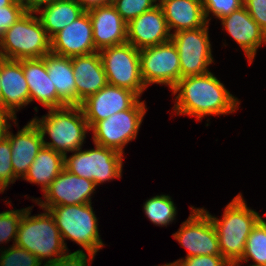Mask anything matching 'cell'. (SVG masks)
Returning a JSON list of instances; mask_svg holds the SVG:
<instances>
[{
	"instance_id": "6",
	"label": "cell",
	"mask_w": 266,
	"mask_h": 266,
	"mask_svg": "<svg viewBox=\"0 0 266 266\" xmlns=\"http://www.w3.org/2000/svg\"><path fill=\"white\" fill-rule=\"evenodd\" d=\"M91 204L58 205L49 209L67 250L64 242L67 238L83 247L87 253L95 255L104 246Z\"/></svg>"
},
{
	"instance_id": "4",
	"label": "cell",
	"mask_w": 266,
	"mask_h": 266,
	"mask_svg": "<svg viewBox=\"0 0 266 266\" xmlns=\"http://www.w3.org/2000/svg\"><path fill=\"white\" fill-rule=\"evenodd\" d=\"M31 210L32 207H27L21 217L15 245L37 256L46 266L65 256L68 250L49 210L43 209L45 212L36 216H31Z\"/></svg>"
},
{
	"instance_id": "21",
	"label": "cell",
	"mask_w": 266,
	"mask_h": 266,
	"mask_svg": "<svg viewBox=\"0 0 266 266\" xmlns=\"http://www.w3.org/2000/svg\"><path fill=\"white\" fill-rule=\"evenodd\" d=\"M78 106L108 84L99 51L71 57Z\"/></svg>"
},
{
	"instance_id": "31",
	"label": "cell",
	"mask_w": 266,
	"mask_h": 266,
	"mask_svg": "<svg viewBox=\"0 0 266 266\" xmlns=\"http://www.w3.org/2000/svg\"><path fill=\"white\" fill-rule=\"evenodd\" d=\"M111 4L126 23L156 6L153 0H113Z\"/></svg>"
},
{
	"instance_id": "19",
	"label": "cell",
	"mask_w": 266,
	"mask_h": 266,
	"mask_svg": "<svg viewBox=\"0 0 266 266\" xmlns=\"http://www.w3.org/2000/svg\"><path fill=\"white\" fill-rule=\"evenodd\" d=\"M6 138L11 146V162L17 179L24 178L38 152L44 146L41 133L32 120L16 135L9 130Z\"/></svg>"
},
{
	"instance_id": "14",
	"label": "cell",
	"mask_w": 266,
	"mask_h": 266,
	"mask_svg": "<svg viewBox=\"0 0 266 266\" xmlns=\"http://www.w3.org/2000/svg\"><path fill=\"white\" fill-rule=\"evenodd\" d=\"M139 98L129 89L107 84L97 93L82 101L80 107L91 129L98 121L130 109Z\"/></svg>"
},
{
	"instance_id": "27",
	"label": "cell",
	"mask_w": 266,
	"mask_h": 266,
	"mask_svg": "<svg viewBox=\"0 0 266 266\" xmlns=\"http://www.w3.org/2000/svg\"><path fill=\"white\" fill-rule=\"evenodd\" d=\"M143 210L147 218L157 226L169 225L177 214L176 206L168 195H156L146 200Z\"/></svg>"
},
{
	"instance_id": "26",
	"label": "cell",
	"mask_w": 266,
	"mask_h": 266,
	"mask_svg": "<svg viewBox=\"0 0 266 266\" xmlns=\"http://www.w3.org/2000/svg\"><path fill=\"white\" fill-rule=\"evenodd\" d=\"M63 170L64 156L43 146L23 179L40 185L44 192Z\"/></svg>"
},
{
	"instance_id": "30",
	"label": "cell",
	"mask_w": 266,
	"mask_h": 266,
	"mask_svg": "<svg viewBox=\"0 0 266 266\" xmlns=\"http://www.w3.org/2000/svg\"><path fill=\"white\" fill-rule=\"evenodd\" d=\"M26 209L7 210L0 213V244L13 239V245H15L21 217Z\"/></svg>"
},
{
	"instance_id": "8",
	"label": "cell",
	"mask_w": 266,
	"mask_h": 266,
	"mask_svg": "<svg viewBox=\"0 0 266 266\" xmlns=\"http://www.w3.org/2000/svg\"><path fill=\"white\" fill-rule=\"evenodd\" d=\"M99 53L108 84L129 89L141 97L147 87L140 72L139 49L126 42Z\"/></svg>"
},
{
	"instance_id": "9",
	"label": "cell",
	"mask_w": 266,
	"mask_h": 266,
	"mask_svg": "<svg viewBox=\"0 0 266 266\" xmlns=\"http://www.w3.org/2000/svg\"><path fill=\"white\" fill-rule=\"evenodd\" d=\"M140 101L139 99L130 109L98 121L90 129L93 131V142L123 154L124 146L136 139L147 111L145 101Z\"/></svg>"
},
{
	"instance_id": "37",
	"label": "cell",
	"mask_w": 266,
	"mask_h": 266,
	"mask_svg": "<svg viewBox=\"0 0 266 266\" xmlns=\"http://www.w3.org/2000/svg\"><path fill=\"white\" fill-rule=\"evenodd\" d=\"M243 6L266 33V0H243Z\"/></svg>"
},
{
	"instance_id": "1",
	"label": "cell",
	"mask_w": 266,
	"mask_h": 266,
	"mask_svg": "<svg viewBox=\"0 0 266 266\" xmlns=\"http://www.w3.org/2000/svg\"><path fill=\"white\" fill-rule=\"evenodd\" d=\"M177 115L195 116L198 121L208 115L235 112L240 102L225 88L212 72L181 78L171 89Z\"/></svg>"
},
{
	"instance_id": "2",
	"label": "cell",
	"mask_w": 266,
	"mask_h": 266,
	"mask_svg": "<svg viewBox=\"0 0 266 266\" xmlns=\"http://www.w3.org/2000/svg\"><path fill=\"white\" fill-rule=\"evenodd\" d=\"M202 209L216 228L221 255L234 266L243 257L247 237L259 222L260 214L247 207L241 193L226 205L221 219Z\"/></svg>"
},
{
	"instance_id": "29",
	"label": "cell",
	"mask_w": 266,
	"mask_h": 266,
	"mask_svg": "<svg viewBox=\"0 0 266 266\" xmlns=\"http://www.w3.org/2000/svg\"><path fill=\"white\" fill-rule=\"evenodd\" d=\"M42 262L37 256L24 248L12 245L8 249H2L0 266H41Z\"/></svg>"
},
{
	"instance_id": "35",
	"label": "cell",
	"mask_w": 266,
	"mask_h": 266,
	"mask_svg": "<svg viewBox=\"0 0 266 266\" xmlns=\"http://www.w3.org/2000/svg\"><path fill=\"white\" fill-rule=\"evenodd\" d=\"M177 266H232L222 255L191 256L174 261Z\"/></svg>"
},
{
	"instance_id": "11",
	"label": "cell",
	"mask_w": 266,
	"mask_h": 266,
	"mask_svg": "<svg viewBox=\"0 0 266 266\" xmlns=\"http://www.w3.org/2000/svg\"><path fill=\"white\" fill-rule=\"evenodd\" d=\"M208 27L209 23L201 28L172 33L171 40L179 54L181 78L210 72L208 66L213 57Z\"/></svg>"
},
{
	"instance_id": "28",
	"label": "cell",
	"mask_w": 266,
	"mask_h": 266,
	"mask_svg": "<svg viewBox=\"0 0 266 266\" xmlns=\"http://www.w3.org/2000/svg\"><path fill=\"white\" fill-rule=\"evenodd\" d=\"M254 261L249 266H266V229L258 222L247 237L243 257L235 264Z\"/></svg>"
},
{
	"instance_id": "33",
	"label": "cell",
	"mask_w": 266,
	"mask_h": 266,
	"mask_svg": "<svg viewBox=\"0 0 266 266\" xmlns=\"http://www.w3.org/2000/svg\"><path fill=\"white\" fill-rule=\"evenodd\" d=\"M204 15L207 23L209 14L221 19L243 6V0H202Z\"/></svg>"
},
{
	"instance_id": "42",
	"label": "cell",
	"mask_w": 266,
	"mask_h": 266,
	"mask_svg": "<svg viewBox=\"0 0 266 266\" xmlns=\"http://www.w3.org/2000/svg\"><path fill=\"white\" fill-rule=\"evenodd\" d=\"M0 76H1V57H0ZM1 82V78H0ZM0 109H2V88H1V83H0Z\"/></svg>"
},
{
	"instance_id": "20",
	"label": "cell",
	"mask_w": 266,
	"mask_h": 266,
	"mask_svg": "<svg viewBox=\"0 0 266 266\" xmlns=\"http://www.w3.org/2000/svg\"><path fill=\"white\" fill-rule=\"evenodd\" d=\"M2 110L12 114L30 103V93L21 60L1 57ZM17 110V111H16Z\"/></svg>"
},
{
	"instance_id": "10",
	"label": "cell",
	"mask_w": 266,
	"mask_h": 266,
	"mask_svg": "<svg viewBox=\"0 0 266 266\" xmlns=\"http://www.w3.org/2000/svg\"><path fill=\"white\" fill-rule=\"evenodd\" d=\"M139 63L146 87L156 83L172 89L181 79L179 54L172 40L139 49Z\"/></svg>"
},
{
	"instance_id": "12",
	"label": "cell",
	"mask_w": 266,
	"mask_h": 266,
	"mask_svg": "<svg viewBox=\"0 0 266 266\" xmlns=\"http://www.w3.org/2000/svg\"><path fill=\"white\" fill-rule=\"evenodd\" d=\"M172 235L181 247L188 251L185 258L199 255H221L216 228L202 208L191 207L190 216Z\"/></svg>"
},
{
	"instance_id": "3",
	"label": "cell",
	"mask_w": 266,
	"mask_h": 266,
	"mask_svg": "<svg viewBox=\"0 0 266 266\" xmlns=\"http://www.w3.org/2000/svg\"><path fill=\"white\" fill-rule=\"evenodd\" d=\"M39 129L45 147L67 155L82 148L86 133L90 130L80 106H64L49 109L48 114L42 118L32 119ZM48 134L52 142L45 141Z\"/></svg>"
},
{
	"instance_id": "23",
	"label": "cell",
	"mask_w": 266,
	"mask_h": 266,
	"mask_svg": "<svg viewBox=\"0 0 266 266\" xmlns=\"http://www.w3.org/2000/svg\"><path fill=\"white\" fill-rule=\"evenodd\" d=\"M169 30L201 28L207 24L202 0H170L161 5Z\"/></svg>"
},
{
	"instance_id": "38",
	"label": "cell",
	"mask_w": 266,
	"mask_h": 266,
	"mask_svg": "<svg viewBox=\"0 0 266 266\" xmlns=\"http://www.w3.org/2000/svg\"><path fill=\"white\" fill-rule=\"evenodd\" d=\"M16 119L12 114L0 109V142L6 138L9 127H12L8 122L12 120L16 125Z\"/></svg>"
},
{
	"instance_id": "25",
	"label": "cell",
	"mask_w": 266,
	"mask_h": 266,
	"mask_svg": "<svg viewBox=\"0 0 266 266\" xmlns=\"http://www.w3.org/2000/svg\"><path fill=\"white\" fill-rule=\"evenodd\" d=\"M85 11L77 0H56L43 9L40 8L35 14H40L38 18L51 39Z\"/></svg>"
},
{
	"instance_id": "22",
	"label": "cell",
	"mask_w": 266,
	"mask_h": 266,
	"mask_svg": "<svg viewBox=\"0 0 266 266\" xmlns=\"http://www.w3.org/2000/svg\"><path fill=\"white\" fill-rule=\"evenodd\" d=\"M21 65L29 88L30 103L36 100L48 110L66 106L57 95L44 58L21 59Z\"/></svg>"
},
{
	"instance_id": "46",
	"label": "cell",
	"mask_w": 266,
	"mask_h": 266,
	"mask_svg": "<svg viewBox=\"0 0 266 266\" xmlns=\"http://www.w3.org/2000/svg\"><path fill=\"white\" fill-rule=\"evenodd\" d=\"M160 266H177V264L172 262V263H167L165 265H160Z\"/></svg>"
},
{
	"instance_id": "34",
	"label": "cell",
	"mask_w": 266,
	"mask_h": 266,
	"mask_svg": "<svg viewBox=\"0 0 266 266\" xmlns=\"http://www.w3.org/2000/svg\"><path fill=\"white\" fill-rule=\"evenodd\" d=\"M26 10L23 5L13 2L6 7H0V36L17 22Z\"/></svg>"
},
{
	"instance_id": "32",
	"label": "cell",
	"mask_w": 266,
	"mask_h": 266,
	"mask_svg": "<svg viewBox=\"0 0 266 266\" xmlns=\"http://www.w3.org/2000/svg\"><path fill=\"white\" fill-rule=\"evenodd\" d=\"M17 178L11 162V146L7 138L0 142V193L13 184Z\"/></svg>"
},
{
	"instance_id": "15",
	"label": "cell",
	"mask_w": 266,
	"mask_h": 266,
	"mask_svg": "<svg viewBox=\"0 0 266 266\" xmlns=\"http://www.w3.org/2000/svg\"><path fill=\"white\" fill-rule=\"evenodd\" d=\"M50 40L51 52L60 56L73 57L97 51L93 41V27L88 11H85Z\"/></svg>"
},
{
	"instance_id": "40",
	"label": "cell",
	"mask_w": 266,
	"mask_h": 266,
	"mask_svg": "<svg viewBox=\"0 0 266 266\" xmlns=\"http://www.w3.org/2000/svg\"><path fill=\"white\" fill-rule=\"evenodd\" d=\"M87 11L90 8L108 3V0H77Z\"/></svg>"
},
{
	"instance_id": "36",
	"label": "cell",
	"mask_w": 266,
	"mask_h": 266,
	"mask_svg": "<svg viewBox=\"0 0 266 266\" xmlns=\"http://www.w3.org/2000/svg\"><path fill=\"white\" fill-rule=\"evenodd\" d=\"M94 256L95 254H86L82 249H79L73 253H67L65 256L60 257L46 266H88V261L91 263L95 258Z\"/></svg>"
},
{
	"instance_id": "18",
	"label": "cell",
	"mask_w": 266,
	"mask_h": 266,
	"mask_svg": "<svg viewBox=\"0 0 266 266\" xmlns=\"http://www.w3.org/2000/svg\"><path fill=\"white\" fill-rule=\"evenodd\" d=\"M220 20L223 30H226L240 48H242L249 64H252L257 49L263 43H266V33L250 16L244 6Z\"/></svg>"
},
{
	"instance_id": "41",
	"label": "cell",
	"mask_w": 266,
	"mask_h": 266,
	"mask_svg": "<svg viewBox=\"0 0 266 266\" xmlns=\"http://www.w3.org/2000/svg\"><path fill=\"white\" fill-rule=\"evenodd\" d=\"M13 3V0H0V7H6L8 5H11Z\"/></svg>"
},
{
	"instance_id": "24",
	"label": "cell",
	"mask_w": 266,
	"mask_h": 266,
	"mask_svg": "<svg viewBox=\"0 0 266 266\" xmlns=\"http://www.w3.org/2000/svg\"><path fill=\"white\" fill-rule=\"evenodd\" d=\"M43 58L45 59L46 70L57 90L59 99L67 106H78L71 57L60 56L50 52Z\"/></svg>"
},
{
	"instance_id": "7",
	"label": "cell",
	"mask_w": 266,
	"mask_h": 266,
	"mask_svg": "<svg viewBox=\"0 0 266 266\" xmlns=\"http://www.w3.org/2000/svg\"><path fill=\"white\" fill-rule=\"evenodd\" d=\"M95 149L76 150L64 156V168L79 177L91 180L96 186L121 178L123 154L115 149L94 143Z\"/></svg>"
},
{
	"instance_id": "13",
	"label": "cell",
	"mask_w": 266,
	"mask_h": 266,
	"mask_svg": "<svg viewBox=\"0 0 266 266\" xmlns=\"http://www.w3.org/2000/svg\"><path fill=\"white\" fill-rule=\"evenodd\" d=\"M95 189L93 181L70 173L64 168L44 191L45 201L38 198L35 202L46 210L58 205L88 204L92 203L91 196Z\"/></svg>"
},
{
	"instance_id": "39",
	"label": "cell",
	"mask_w": 266,
	"mask_h": 266,
	"mask_svg": "<svg viewBox=\"0 0 266 266\" xmlns=\"http://www.w3.org/2000/svg\"><path fill=\"white\" fill-rule=\"evenodd\" d=\"M56 0H26L23 5L26 12L36 13L42 6H47Z\"/></svg>"
},
{
	"instance_id": "44",
	"label": "cell",
	"mask_w": 266,
	"mask_h": 266,
	"mask_svg": "<svg viewBox=\"0 0 266 266\" xmlns=\"http://www.w3.org/2000/svg\"><path fill=\"white\" fill-rule=\"evenodd\" d=\"M259 223L266 229V221L260 216Z\"/></svg>"
},
{
	"instance_id": "5",
	"label": "cell",
	"mask_w": 266,
	"mask_h": 266,
	"mask_svg": "<svg viewBox=\"0 0 266 266\" xmlns=\"http://www.w3.org/2000/svg\"><path fill=\"white\" fill-rule=\"evenodd\" d=\"M34 14L26 12L0 36V57L10 60L43 58L51 52V40Z\"/></svg>"
},
{
	"instance_id": "16",
	"label": "cell",
	"mask_w": 266,
	"mask_h": 266,
	"mask_svg": "<svg viewBox=\"0 0 266 266\" xmlns=\"http://www.w3.org/2000/svg\"><path fill=\"white\" fill-rule=\"evenodd\" d=\"M161 6H154L127 23V43L141 49L171 40Z\"/></svg>"
},
{
	"instance_id": "43",
	"label": "cell",
	"mask_w": 266,
	"mask_h": 266,
	"mask_svg": "<svg viewBox=\"0 0 266 266\" xmlns=\"http://www.w3.org/2000/svg\"><path fill=\"white\" fill-rule=\"evenodd\" d=\"M153 1H154L155 5L161 6L162 4H164L165 2L170 1V0H153ZM157 1L159 3H156Z\"/></svg>"
},
{
	"instance_id": "45",
	"label": "cell",
	"mask_w": 266,
	"mask_h": 266,
	"mask_svg": "<svg viewBox=\"0 0 266 266\" xmlns=\"http://www.w3.org/2000/svg\"><path fill=\"white\" fill-rule=\"evenodd\" d=\"M13 2L19 3L21 5H24L26 3V0H13Z\"/></svg>"
},
{
	"instance_id": "17",
	"label": "cell",
	"mask_w": 266,
	"mask_h": 266,
	"mask_svg": "<svg viewBox=\"0 0 266 266\" xmlns=\"http://www.w3.org/2000/svg\"><path fill=\"white\" fill-rule=\"evenodd\" d=\"M93 27V41L97 51L127 42V23L111 3L87 10Z\"/></svg>"
}]
</instances>
